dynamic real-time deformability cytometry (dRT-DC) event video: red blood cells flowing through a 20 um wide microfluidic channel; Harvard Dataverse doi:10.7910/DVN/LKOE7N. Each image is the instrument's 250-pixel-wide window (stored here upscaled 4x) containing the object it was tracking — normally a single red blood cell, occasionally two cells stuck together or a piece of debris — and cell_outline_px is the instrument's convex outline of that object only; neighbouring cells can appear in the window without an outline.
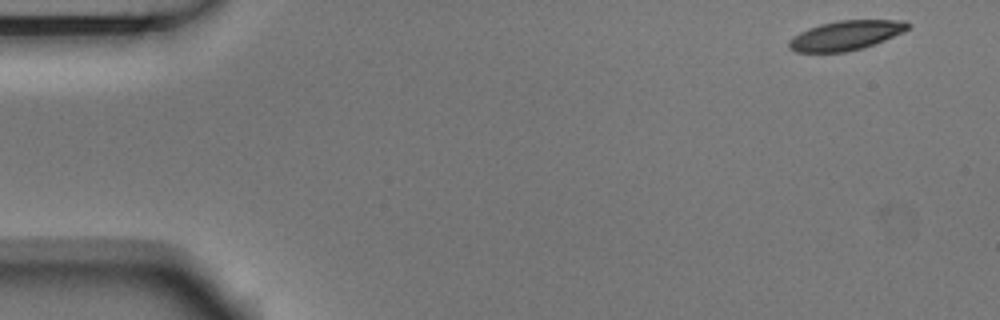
{"species": "Egyptian fruit bat (a non-hibernating species)", "species_latin": "Rousettus aegyptiacus", "temperature_condition": "room temperature", "stored_images_in_passage": 6, "camera_frame_rate_fps": 3000, "um_per_image_px": 0.085, "animal": {"sex": "male"}, "frame": {"image": 1, "passage_image": 1, "time_ms": 0.0, "image_size_px": [1000, 320], "cell_outline_px": [[912, 24], [908, 28], [884, 40], [860, 48], [844, 52], [796, 52], [788, 48], [788, 40], [792, 36], [808, 28], [820, 24], [836, 20], [904, 20]], "centroid_in_image_um": [71.83, 3.0], "position_along_channel_um": 13.2, "area_um2": 20.29}}
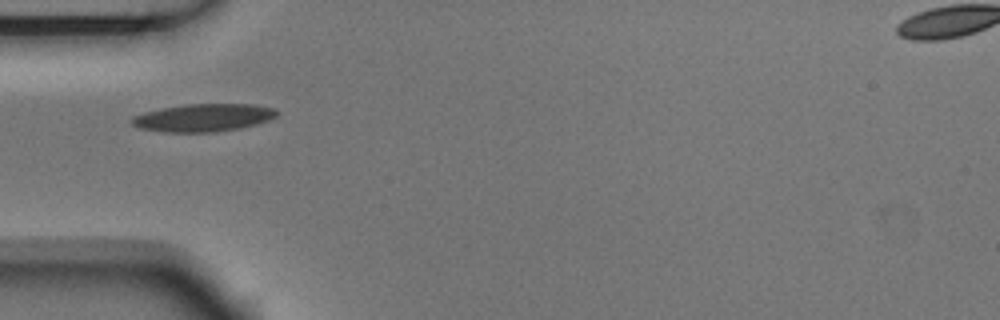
{"frame": {"image": 2, "passage_image": 5, "time_ms": 1.333, "image_size_px": [1000, 320], "cell_outline_px": [[280, 112], [276, 116], [268, 120], [256, 124], [240, 128], [212, 132], [164, 132], [140, 128], [132, 124], [128, 120], [132, 116], [144, 112], [160, 108], [188, 104], [252, 104], [276, 108]], "centroid_in_image_um": [17.27, 9.99], "position_along_channel_um": 67.7, "area_um2": 23.58}}
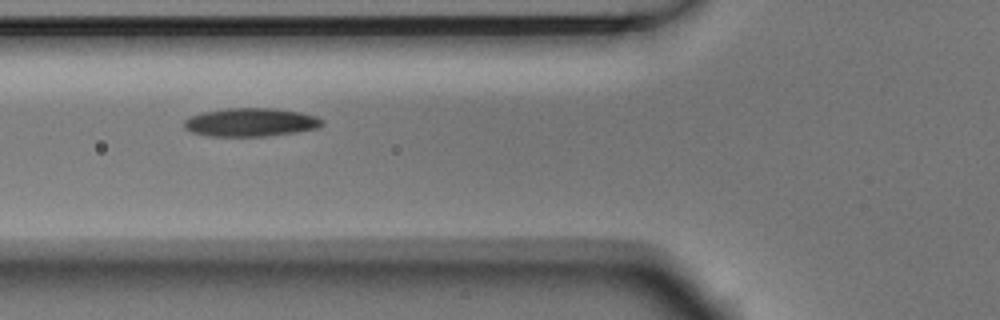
{"frame": {"image": 3, "passage_image": 6, "time_ms": 1.667, "image_size_px": [1000, 320], "cell_outline_px": [[324, 124], [320, 128], [296, 132], [264, 136], [208, 136], [192, 132], [184, 128], [184, 120], [192, 116], [204, 112], [228, 108], [276, 108], [300, 112], [316, 116], [324, 120]], "centroid_in_image_um": [21.36, 10.39], "position_along_channel_um": 104.4, "area_um2": 22.89}}